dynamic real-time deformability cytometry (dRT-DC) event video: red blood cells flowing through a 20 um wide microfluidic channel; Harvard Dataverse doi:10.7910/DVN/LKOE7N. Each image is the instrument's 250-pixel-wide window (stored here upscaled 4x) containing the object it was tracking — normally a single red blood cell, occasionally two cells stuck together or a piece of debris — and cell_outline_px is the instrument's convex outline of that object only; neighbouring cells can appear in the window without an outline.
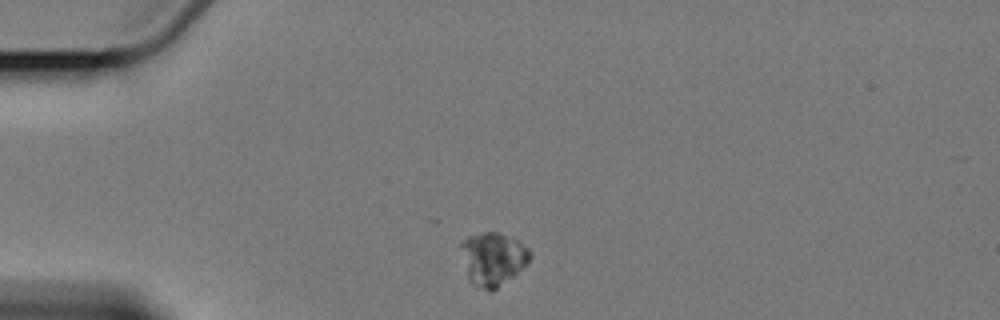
{"species": "Egyptian fruit bat (a non-hibernating species)", "species_latin": "Rousettus aegyptiacus", "temperature_condition": "cold", "stored_images_in_passage": 3, "camera_frame_rate_fps": 3000, "um_per_image_px": 0.085, "animal": {"sex": "female"}, "frame": {"image": 1, "passage_image": 1, "time_ms": 0.0, "image_size_px": [1000, 320], "cell_outline_px": [[532, 256], [528, 264], [492, 292], [488, 292], [472, 284], [468, 280], [460, 244], [468, 236], [484, 232], [496, 232], [512, 236], [528, 248], [532, 252]], "centroid_in_image_um": [41.92, 22.01], "position_along_channel_um": 43.1, "area_um2": 21.56}}
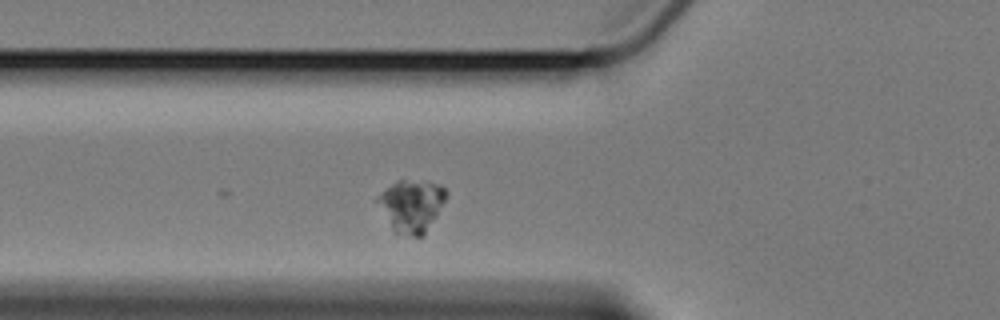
{"frame": {"image": 2, "passage_image": 3, "time_ms": 2.333, "image_size_px": [1000, 320], "cell_outline_px": [[448, 192], [436, 216], [424, 236], [412, 236], [396, 232], [392, 228], [372, 200], [380, 192], [396, 180], [424, 180], [440, 184]], "centroid_in_image_um": [34.92, 17.45], "position_along_channel_um": 90.9, "area_um2": 21.21}}